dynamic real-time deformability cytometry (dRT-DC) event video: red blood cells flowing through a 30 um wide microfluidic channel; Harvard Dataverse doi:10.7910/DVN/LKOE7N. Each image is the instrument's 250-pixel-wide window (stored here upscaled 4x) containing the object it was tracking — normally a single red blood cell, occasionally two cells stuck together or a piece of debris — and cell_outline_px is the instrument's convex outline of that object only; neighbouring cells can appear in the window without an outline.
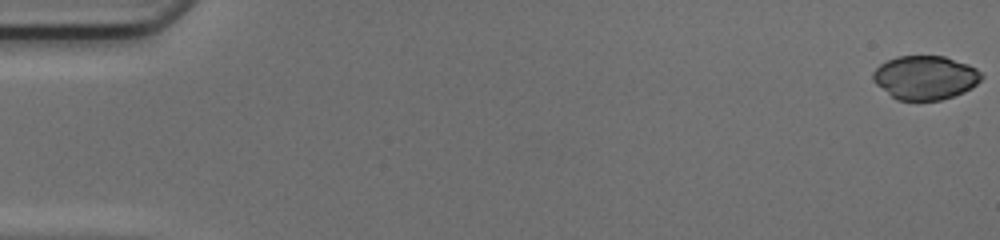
{"species": "common noctule bat (a hibernating species)", "species_latin": "Nyctalus noctula", "temperature_condition": "cold", "stored_images_in_passage": 50, "camera_frame_rate_fps": 3000, "um_per_image_px": 0.085, "animal": {"sex": "female", "body_mass_g": 17.0, "forearm_length_mm": 48.0}, "frame": {"image": 1, "passage_image": 1, "time_ms": 0.0, "image_size_px": [1000, 240], "cell_outline_px": [[984, 76], [976, 84], [964, 92], [940, 100], [896, 100], [876, 84], [872, 80], [872, 72], [880, 64], [896, 56], [944, 56], [968, 64], [976, 68]], "centroid_in_image_um": [78.62, 6.59], "position_along_channel_um": 6.4, "area_um2": 27.69}}
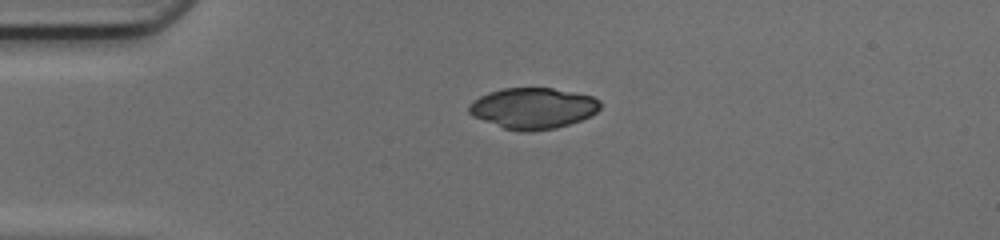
{"frame": {"image": 2, "passage_image": 13, "time_ms": 4.0, "image_size_px": [1000, 240], "cell_outline_px": [[600, 108], [592, 116], [556, 128], [528, 132], [524, 132], [504, 128], [472, 116], [468, 112], [468, 104], [472, 100], [488, 92], [504, 88], [552, 88], [592, 96], [600, 100]], "centroid_in_image_um": [45.29, 9.2], "position_along_channel_um": 39.7, "area_um2": 31.39}}
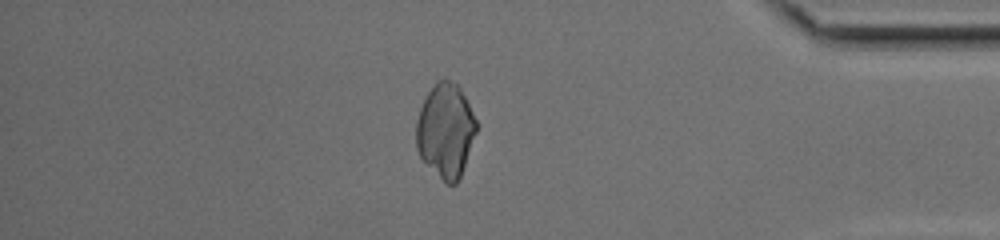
{"frame": {"image": 3, "passage_image": 43, "time_ms": 14.0, "image_size_px": [1000, 240], "cell_outline_px": [[476, 132], [460, 176], [456, 184], [448, 184], [420, 156], [416, 148], [416, 120], [420, 108], [428, 92], [436, 80], [448, 80], [456, 84], [460, 88], [476, 120]], "centroid_in_image_um": [37.85, 11.06], "position_along_channel_um": 397.3, "area_um2": 32.19}}